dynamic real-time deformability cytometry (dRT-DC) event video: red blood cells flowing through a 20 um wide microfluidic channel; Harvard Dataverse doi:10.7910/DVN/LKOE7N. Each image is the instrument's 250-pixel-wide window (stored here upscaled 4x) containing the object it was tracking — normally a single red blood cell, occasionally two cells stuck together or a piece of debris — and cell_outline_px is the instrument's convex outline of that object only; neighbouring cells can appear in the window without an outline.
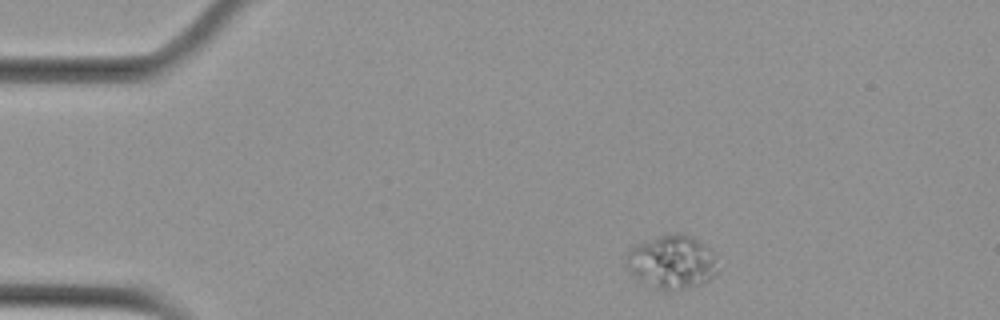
{"species": "Egyptian fruit bat (a non-hibernating species)", "species_latin": "Rousettus aegyptiacus", "temperature_condition": "cold", "stored_images_in_passage": 3, "camera_frame_rate_fps": 3000, "um_per_image_px": 0.085, "animal": {"sex": "female"}, "frame": {"image": 1, "passage_image": 1, "time_ms": 0.0, "image_size_px": [1000, 320], "cell_outline_px": [[716, 272], [708, 280], [700, 284], [676, 292], [664, 292], [640, 280], [624, 264], [628, 252], [636, 244], [660, 236], [676, 232], [692, 236], [704, 244], [712, 252]], "centroid_in_image_um": [57.08, 22.29], "position_along_channel_um": 27.9, "area_um2": 28.32}}